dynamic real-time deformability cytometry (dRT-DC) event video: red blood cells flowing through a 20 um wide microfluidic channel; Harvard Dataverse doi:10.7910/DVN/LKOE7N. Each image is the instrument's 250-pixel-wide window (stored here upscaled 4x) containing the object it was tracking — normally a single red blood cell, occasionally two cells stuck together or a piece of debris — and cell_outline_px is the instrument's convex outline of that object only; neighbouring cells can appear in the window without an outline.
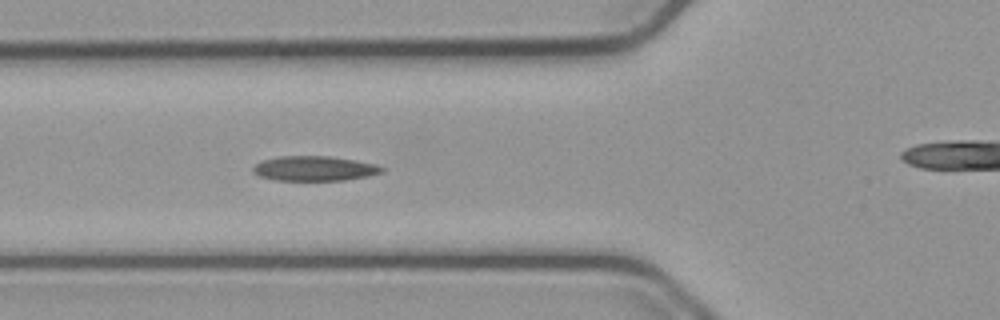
{"species": "common noctule bat (a hibernating species)", "species_latin": "Nyctalus noctula", "temperature_condition": "cold", "stored_images_in_passage": 8, "camera_frame_rate_fps": 3000, "um_per_image_px": 0.085, "animal": {"sex": "male", "body_mass_g": 23.1, "forearm_length_mm": 52.7}, "frame": {"image": 1, "passage_image": 4, "time_ms": 1.0, "image_size_px": [1000, 320], "cell_outline_px": [[384, 172], [368, 176], [344, 180], [276, 180], [260, 176], [252, 172], [252, 168], [256, 164], [264, 160], [280, 156], [328, 156], [376, 164], [384, 168]], "centroid_in_image_um": [26.73, 14.32], "position_along_channel_um": 99.1, "area_um2": 18.44}}